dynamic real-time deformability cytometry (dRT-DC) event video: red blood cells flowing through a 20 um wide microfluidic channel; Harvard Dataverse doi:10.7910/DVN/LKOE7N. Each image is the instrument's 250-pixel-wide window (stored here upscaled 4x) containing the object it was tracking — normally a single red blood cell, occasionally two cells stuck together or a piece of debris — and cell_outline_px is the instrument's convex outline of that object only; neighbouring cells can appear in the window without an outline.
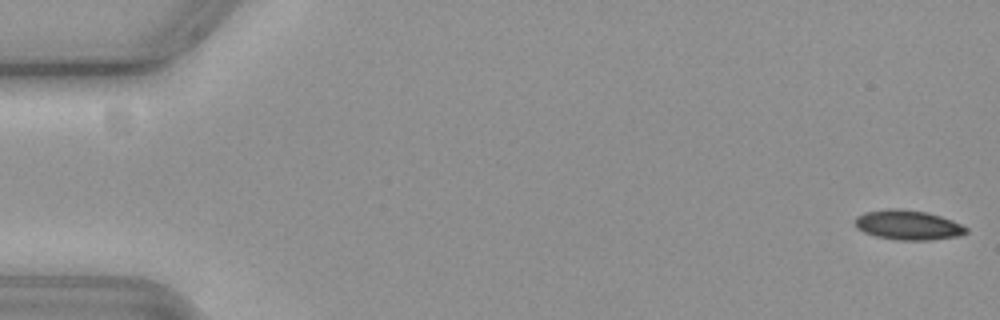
{"species": "common noctule bat (a hibernating species)", "species_latin": "Nyctalus noctula", "temperature_condition": "cold", "stored_images_in_passage": 18, "camera_frame_rate_fps": 3000, "um_per_image_px": 0.085, "animal": {"sex": "female", "body_mass_g": 19.3, "forearm_length_mm": 54.1}, "frame": {"image": 1, "passage_image": 1, "time_ms": 0.0, "image_size_px": [1000, 320], "cell_outline_px": [[968, 232], [960, 236], [932, 240], [896, 240], [876, 236], [864, 232], [856, 228], [856, 216], [864, 212], [888, 208], [896, 208], [924, 212], [940, 216], [952, 220], [968, 228]], "centroid_in_image_um": [77.18, 19.13], "position_along_channel_um": 7.8, "area_um2": 19.25}}